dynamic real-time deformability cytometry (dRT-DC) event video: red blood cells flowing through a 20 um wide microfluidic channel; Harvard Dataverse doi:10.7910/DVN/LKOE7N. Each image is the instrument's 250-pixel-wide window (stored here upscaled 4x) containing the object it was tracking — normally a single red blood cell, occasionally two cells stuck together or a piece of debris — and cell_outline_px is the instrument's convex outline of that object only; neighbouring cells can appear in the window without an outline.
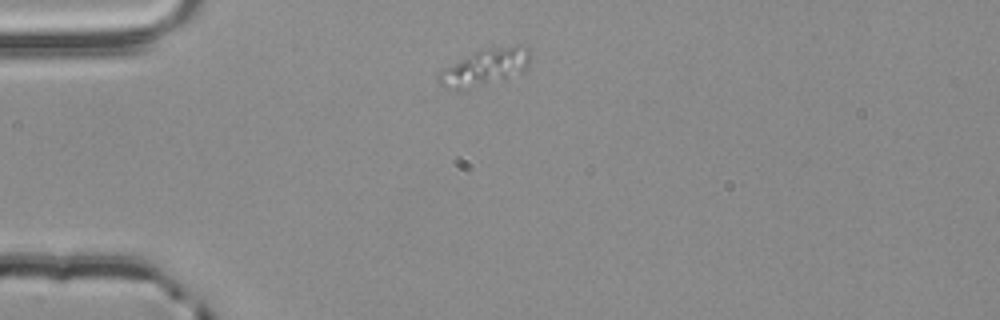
{"species": "common noctule bat (a hibernating species)", "species_latin": "Nyctalus noctula", "temperature_condition": "room temperature", "stored_images_in_passage": 1, "camera_frame_rate_fps": 3000, "um_per_image_px": 0.085, "animal": {"sex": "male", "body_mass_g": 20.4}, "frame": {"image": 1, "passage_image": 1, "time_ms": 0.0, "image_size_px": [1000, 320], "cell_outline_px": [[532, 56], [528, 68], [524, 72], [504, 80], [456, 92], [444, 88], [436, 80], [436, 72], [480, 48], [516, 44], [528, 44]], "centroid_in_image_um": [41.26, 5.71], "position_along_channel_um": 43.7, "area_um2": 20.98}}